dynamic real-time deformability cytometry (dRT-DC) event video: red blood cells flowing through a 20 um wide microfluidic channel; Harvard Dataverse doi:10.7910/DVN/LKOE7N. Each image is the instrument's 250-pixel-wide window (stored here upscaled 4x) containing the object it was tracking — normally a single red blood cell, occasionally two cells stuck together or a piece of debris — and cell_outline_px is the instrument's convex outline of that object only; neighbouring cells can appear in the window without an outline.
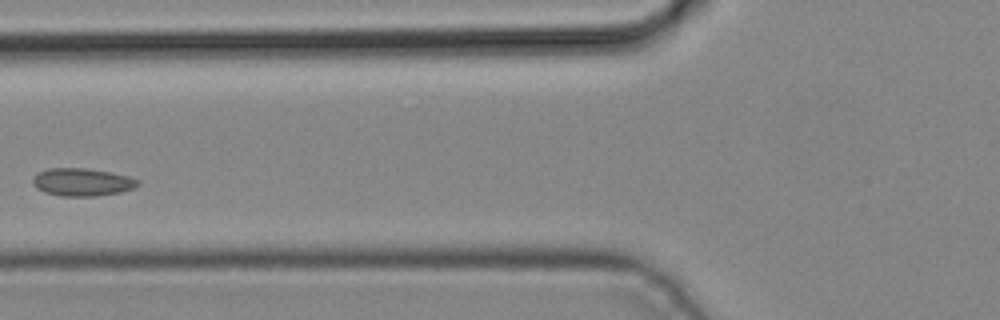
{"species": "common noctule bat (a hibernating species)", "species_latin": "Nyctalus noctula", "temperature_condition": "cold", "stored_images_in_passage": 4, "camera_frame_rate_fps": 3000, "um_per_image_px": 0.085, "animal": {"sex": "male", "body_mass_g": 19.2, "forearm_length_mm": 51.8}, "frame": {"image": 1, "passage_image": 4, "time_ms": 1.0, "image_size_px": [1000, 320], "cell_outline_px": [[140, 184], [132, 188], [120, 192], [96, 196], [60, 196], [44, 192], [36, 188], [32, 184], [32, 180], [36, 172], [48, 168], [84, 168], [112, 172], [128, 176], [140, 180]], "centroid_in_image_um": [6.95, 15.47], "position_along_channel_um": 118.8, "area_um2": 17.17}}